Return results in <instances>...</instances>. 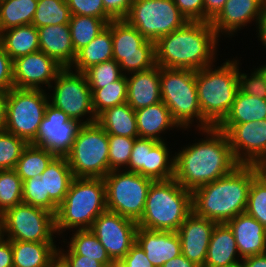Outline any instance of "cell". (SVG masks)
<instances>
[{
    "label": "cell",
    "instance_id": "cell-9",
    "mask_svg": "<svg viewBox=\"0 0 266 267\" xmlns=\"http://www.w3.org/2000/svg\"><path fill=\"white\" fill-rule=\"evenodd\" d=\"M45 91L13 87L6 92V132L24 139L28 144L36 139L49 104V95Z\"/></svg>",
    "mask_w": 266,
    "mask_h": 267
},
{
    "label": "cell",
    "instance_id": "cell-21",
    "mask_svg": "<svg viewBox=\"0 0 266 267\" xmlns=\"http://www.w3.org/2000/svg\"><path fill=\"white\" fill-rule=\"evenodd\" d=\"M216 224L192 212L177 231L182 254L200 267H203L206 261L208 245Z\"/></svg>",
    "mask_w": 266,
    "mask_h": 267
},
{
    "label": "cell",
    "instance_id": "cell-18",
    "mask_svg": "<svg viewBox=\"0 0 266 267\" xmlns=\"http://www.w3.org/2000/svg\"><path fill=\"white\" fill-rule=\"evenodd\" d=\"M227 134L235 160L252 165L266 160V119L242 124H218Z\"/></svg>",
    "mask_w": 266,
    "mask_h": 267
},
{
    "label": "cell",
    "instance_id": "cell-33",
    "mask_svg": "<svg viewBox=\"0 0 266 267\" xmlns=\"http://www.w3.org/2000/svg\"><path fill=\"white\" fill-rule=\"evenodd\" d=\"M266 119V99L239 90L228 114L219 124H242Z\"/></svg>",
    "mask_w": 266,
    "mask_h": 267
},
{
    "label": "cell",
    "instance_id": "cell-20",
    "mask_svg": "<svg viewBox=\"0 0 266 267\" xmlns=\"http://www.w3.org/2000/svg\"><path fill=\"white\" fill-rule=\"evenodd\" d=\"M265 8L266 0H227L210 23L218 37L224 34L234 36L253 20L258 24Z\"/></svg>",
    "mask_w": 266,
    "mask_h": 267
},
{
    "label": "cell",
    "instance_id": "cell-22",
    "mask_svg": "<svg viewBox=\"0 0 266 267\" xmlns=\"http://www.w3.org/2000/svg\"><path fill=\"white\" fill-rule=\"evenodd\" d=\"M136 242L154 267H162L165 262L182 254L177 232L152 231L138 227Z\"/></svg>",
    "mask_w": 266,
    "mask_h": 267
},
{
    "label": "cell",
    "instance_id": "cell-50",
    "mask_svg": "<svg viewBox=\"0 0 266 267\" xmlns=\"http://www.w3.org/2000/svg\"><path fill=\"white\" fill-rule=\"evenodd\" d=\"M115 264L118 267H154L137 242H135L128 253Z\"/></svg>",
    "mask_w": 266,
    "mask_h": 267
},
{
    "label": "cell",
    "instance_id": "cell-19",
    "mask_svg": "<svg viewBox=\"0 0 266 267\" xmlns=\"http://www.w3.org/2000/svg\"><path fill=\"white\" fill-rule=\"evenodd\" d=\"M13 66L14 87L21 89L43 90V85L49 89L63 69L53 58L40 50L15 59Z\"/></svg>",
    "mask_w": 266,
    "mask_h": 267
},
{
    "label": "cell",
    "instance_id": "cell-8",
    "mask_svg": "<svg viewBox=\"0 0 266 267\" xmlns=\"http://www.w3.org/2000/svg\"><path fill=\"white\" fill-rule=\"evenodd\" d=\"M109 140L97 123L83 124L66 156L74 177L104 178L109 173Z\"/></svg>",
    "mask_w": 266,
    "mask_h": 267
},
{
    "label": "cell",
    "instance_id": "cell-38",
    "mask_svg": "<svg viewBox=\"0 0 266 267\" xmlns=\"http://www.w3.org/2000/svg\"><path fill=\"white\" fill-rule=\"evenodd\" d=\"M92 105L96 117L104 110L127 102V76L100 89H91Z\"/></svg>",
    "mask_w": 266,
    "mask_h": 267
},
{
    "label": "cell",
    "instance_id": "cell-14",
    "mask_svg": "<svg viewBox=\"0 0 266 267\" xmlns=\"http://www.w3.org/2000/svg\"><path fill=\"white\" fill-rule=\"evenodd\" d=\"M53 83L55 86L49 87V89L53 88V93L48 96L51 105L63 111L70 119L78 120L81 124L96 122L97 117L92 105V92L83 72L63 68ZM87 114L88 118L83 121Z\"/></svg>",
    "mask_w": 266,
    "mask_h": 267
},
{
    "label": "cell",
    "instance_id": "cell-44",
    "mask_svg": "<svg viewBox=\"0 0 266 267\" xmlns=\"http://www.w3.org/2000/svg\"><path fill=\"white\" fill-rule=\"evenodd\" d=\"M136 138L108 135L109 172L127 168ZM126 166V167H125Z\"/></svg>",
    "mask_w": 266,
    "mask_h": 267
},
{
    "label": "cell",
    "instance_id": "cell-48",
    "mask_svg": "<svg viewBox=\"0 0 266 267\" xmlns=\"http://www.w3.org/2000/svg\"><path fill=\"white\" fill-rule=\"evenodd\" d=\"M57 249V265L59 267H105L101 262L87 256L76 255L69 248L67 251Z\"/></svg>",
    "mask_w": 266,
    "mask_h": 267
},
{
    "label": "cell",
    "instance_id": "cell-47",
    "mask_svg": "<svg viewBox=\"0 0 266 267\" xmlns=\"http://www.w3.org/2000/svg\"><path fill=\"white\" fill-rule=\"evenodd\" d=\"M71 15H86L104 19L107 23L113 18L105 11L102 0H66Z\"/></svg>",
    "mask_w": 266,
    "mask_h": 267
},
{
    "label": "cell",
    "instance_id": "cell-60",
    "mask_svg": "<svg viewBox=\"0 0 266 267\" xmlns=\"http://www.w3.org/2000/svg\"><path fill=\"white\" fill-rule=\"evenodd\" d=\"M228 267H243V266H242V262H239V263H237L235 265L228 266Z\"/></svg>",
    "mask_w": 266,
    "mask_h": 267
},
{
    "label": "cell",
    "instance_id": "cell-54",
    "mask_svg": "<svg viewBox=\"0 0 266 267\" xmlns=\"http://www.w3.org/2000/svg\"><path fill=\"white\" fill-rule=\"evenodd\" d=\"M227 0H204V22H211Z\"/></svg>",
    "mask_w": 266,
    "mask_h": 267
},
{
    "label": "cell",
    "instance_id": "cell-49",
    "mask_svg": "<svg viewBox=\"0 0 266 267\" xmlns=\"http://www.w3.org/2000/svg\"><path fill=\"white\" fill-rule=\"evenodd\" d=\"M189 22H204V0H173Z\"/></svg>",
    "mask_w": 266,
    "mask_h": 267
},
{
    "label": "cell",
    "instance_id": "cell-31",
    "mask_svg": "<svg viewBox=\"0 0 266 267\" xmlns=\"http://www.w3.org/2000/svg\"><path fill=\"white\" fill-rule=\"evenodd\" d=\"M96 122L108 135L139 137L135 111L127 103L104 110Z\"/></svg>",
    "mask_w": 266,
    "mask_h": 267
},
{
    "label": "cell",
    "instance_id": "cell-29",
    "mask_svg": "<svg viewBox=\"0 0 266 267\" xmlns=\"http://www.w3.org/2000/svg\"><path fill=\"white\" fill-rule=\"evenodd\" d=\"M113 59L112 21L89 44L76 52L70 69L84 72L92 65Z\"/></svg>",
    "mask_w": 266,
    "mask_h": 267
},
{
    "label": "cell",
    "instance_id": "cell-59",
    "mask_svg": "<svg viewBox=\"0 0 266 267\" xmlns=\"http://www.w3.org/2000/svg\"><path fill=\"white\" fill-rule=\"evenodd\" d=\"M252 165L255 169L256 176L266 185V160L258 161Z\"/></svg>",
    "mask_w": 266,
    "mask_h": 267
},
{
    "label": "cell",
    "instance_id": "cell-6",
    "mask_svg": "<svg viewBox=\"0 0 266 267\" xmlns=\"http://www.w3.org/2000/svg\"><path fill=\"white\" fill-rule=\"evenodd\" d=\"M239 60L206 66L196 71V87L203 117L216 127L228 114L238 88Z\"/></svg>",
    "mask_w": 266,
    "mask_h": 267
},
{
    "label": "cell",
    "instance_id": "cell-43",
    "mask_svg": "<svg viewBox=\"0 0 266 267\" xmlns=\"http://www.w3.org/2000/svg\"><path fill=\"white\" fill-rule=\"evenodd\" d=\"M28 143L9 132H0V170L15 169Z\"/></svg>",
    "mask_w": 266,
    "mask_h": 267
},
{
    "label": "cell",
    "instance_id": "cell-30",
    "mask_svg": "<svg viewBox=\"0 0 266 267\" xmlns=\"http://www.w3.org/2000/svg\"><path fill=\"white\" fill-rule=\"evenodd\" d=\"M44 197H50L58 206L63 202L74 179L65 156H55L42 172Z\"/></svg>",
    "mask_w": 266,
    "mask_h": 267
},
{
    "label": "cell",
    "instance_id": "cell-40",
    "mask_svg": "<svg viewBox=\"0 0 266 267\" xmlns=\"http://www.w3.org/2000/svg\"><path fill=\"white\" fill-rule=\"evenodd\" d=\"M22 186L15 169L0 170V215L23 202Z\"/></svg>",
    "mask_w": 266,
    "mask_h": 267
},
{
    "label": "cell",
    "instance_id": "cell-34",
    "mask_svg": "<svg viewBox=\"0 0 266 267\" xmlns=\"http://www.w3.org/2000/svg\"><path fill=\"white\" fill-rule=\"evenodd\" d=\"M38 0H0V32L32 24Z\"/></svg>",
    "mask_w": 266,
    "mask_h": 267
},
{
    "label": "cell",
    "instance_id": "cell-32",
    "mask_svg": "<svg viewBox=\"0 0 266 267\" xmlns=\"http://www.w3.org/2000/svg\"><path fill=\"white\" fill-rule=\"evenodd\" d=\"M0 43L13 61L40 50L38 30L33 24L1 31Z\"/></svg>",
    "mask_w": 266,
    "mask_h": 267
},
{
    "label": "cell",
    "instance_id": "cell-45",
    "mask_svg": "<svg viewBox=\"0 0 266 267\" xmlns=\"http://www.w3.org/2000/svg\"><path fill=\"white\" fill-rule=\"evenodd\" d=\"M245 212L266 228V185L257 176L252 180Z\"/></svg>",
    "mask_w": 266,
    "mask_h": 267
},
{
    "label": "cell",
    "instance_id": "cell-46",
    "mask_svg": "<svg viewBox=\"0 0 266 267\" xmlns=\"http://www.w3.org/2000/svg\"><path fill=\"white\" fill-rule=\"evenodd\" d=\"M250 76L246 73L239 71L238 66V88L239 91L247 94L254 95L260 99H266V73L265 64L254 69ZM248 75V76H247Z\"/></svg>",
    "mask_w": 266,
    "mask_h": 267
},
{
    "label": "cell",
    "instance_id": "cell-28",
    "mask_svg": "<svg viewBox=\"0 0 266 267\" xmlns=\"http://www.w3.org/2000/svg\"><path fill=\"white\" fill-rule=\"evenodd\" d=\"M138 134L141 138H151L164 141L160 133L172 128H178V124L172 119L170 110L161 101L148 107L135 110ZM171 128V129H170Z\"/></svg>",
    "mask_w": 266,
    "mask_h": 267
},
{
    "label": "cell",
    "instance_id": "cell-41",
    "mask_svg": "<svg viewBox=\"0 0 266 267\" xmlns=\"http://www.w3.org/2000/svg\"><path fill=\"white\" fill-rule=\"evenodd\" d=\"M83 73L86 76L90 89H100L119 80L123 76L119 64L114 59L92 65Z\"/></svg>",
    "mask_w": 266,
    "mask_h": 267
},
{
    "label": "cell",
    "instance_id": "cell-39",
    "mask_svg": "<svg viewBox=\"0 0 266 267\" xmlns=\"http://www.w3.org/2000/svg\"><path fill=\"white\" fill-rule=\"evenodd\" d=\"M70 18L71 12L66 0H38L32 24L36 28L69 24Z\"/></svg>",
    "mask_w": 266,
    "mask_h": 267
},
{
    "label": "cell",
    "instance_id": "cell-2",
    "mask_svg": "<svg viewBox=\"0 0 266 267\" xmlns=\"http://www.w3.org/2000/svg\"><path fill=\"white\" fill-rule=\"evenodd\" d=\"M219 37L210 22H187L155 42L156 65L200 70L214 64Z\"/></svg>",
    "mask_w": 266,
    "mask_h": 267
},
{
    "label": "cell",
    "instance_id": "cell-37",
    "mask_svg": "<svg viewBox=\"0 0 266 267\" xmlns=\"http://www.w3.org/2000/svg\"><path fill=\"white\" fill-rule=\"evenodd\" d=\"M107 25L101 18L71 15L69 29L75 52L89 44Z\"/></svg>",
    "mask_w": 266,
    "mask_h": 267
},
{
    "label": "cell",
    "instance_id": "cell-35",
    "mask_svg": "<svg viewBox=\"0 0 266 267\" xmlns=\"http://www.w3.org/2000/svg\"><path fill=\"white\" fill-rule=\"evenodd\" d=\"M73 234L66 246L73 253L94 258L105 267H110L115 264L91 229L75 230Z\"/></svg>",
    "mask_w": 266,
    "mask_h": 267
},
{
    "label": "cell",
    "instance_id": "cell-15",
    "mask_svg": "<svg viewBox=\"0 0 266 267\" xmlns=\"http://www.w3.org/2000/svg\"><path fill=\"white\" fill-rule=\"evenodd\" d=\"M165 141L151 138L135 139L128 167L124 170L138 173L154 181L174 178V155ZM171 157V158H170Z\"/></svg>",
    "mask_w": 266,
    "mask_h": 267
},
{
    "label": "cell",
    "instance_id": "cell-10",
    "mask_svg": "<svg viewBox=\"0 0 266 267\" xmlns=\"http://www.w3.org/2000/svg\"><path fill=\"white\" fill-rule=\"evenodd\" d=\"M103 180L107 210L137 222L143 215L154 180L123 169L110 171Z\"/></svg>",
    "mask_w": 266,
    "mask_h": 267
},
{
    "label": "cell",
    "instance_id": "cell-17",
    "mask_svg": "<svg viewBox=\"0 0 266 267\" xmlns=\"http://www.w3.org/2000/svg\"><path fill=\"white\" fill-rule=\"evenodd\" d=\"M82 125L78 120L70 119L67 114L49 103L37 137L31 144L45 148L55 156L66 157Z\"/></svg>",
    "mask_w": 266,
    "mask_h": 267
},
{
    "label": "cell",
    "instance_id": "cell-13",
    "mask_svg": "<svg viewBox=\"0 0 266 267\" xmlns=\"http://www.w3.org/2000/svg\"><path fill=\"white\" fill-rule=\"evenodd\" d=\"M124 19L154 42L188 22L173 0H133Z\"/></svg>",
    "mask_w": 266,
    "mask_h": 267
},
{
    "label": "cell",
    "instance_id": "cell-7",
    "mask_svg": "<svg viewBox=\"0 0 266 267\" xmlns=\"http://www.w3.org/2000/svg\"><path fill=\"white\" fill-rule=\"evenodd\" d=\"M160 89L162 102L180 129H188L195 123L194 119L198 122L196 129L213 127L203 117L199 106L196 71L160 67Z\"/></svg>",
    "mask_w": 266,
    "mask_h": 267
},
{
    "label": "cell",
    "instance_id": "cell-3",
    "mask_svg": "<svg viewBox=\"0 0 266 267\" xmlns=\"http://www.w3.org/2000/svg\"><path fill=\"white\" fill-rule=\"evenodd\" d=\"M253 165L237 166L230 174L192 191V212L217 224L244 213L252 180Z\"/></svg>",
    "mask_w": 266,
    "mask_h": 267
},
{
    "label": "cell",
    "instance_id": "cell-25",
    "mask_svg": "<svg viewBox=\"0 0 266 267\" xmlns=\"http://www.w3.org/2000/svg\"><path fill=\"white\" fill-rule=\"evenodd\" d=\"M126 76L128 87L126 103L134 111L162 101L158 65Z\"/></svg>",
    "mask_w": 266,
    "mask_h": 267
},
{
    "label": "cell",
    "instance_id": "cell-36",
    "mask_svg": "<svg viewBox=\"0 0 266 267\" xmlns=\"http://www.w3.org/2000/svg\"><path fill=\"white\" fill-rule=\"evenodd\" d=\"M54 157L55 155L47 149L28 144L22 151L15 170L23 182L36 175H41Z\"/></svg>",
    "mask_w": 266,
    "mask_h": 267
},
{
    "label": "cell",
    "instance_id": "cell-58",
    "mask_svg": "<svg viewBox=\"0 0 266 267\" xmlns=\"http://www.w3.org/2000/svg\"><path fill=\"white\" fill-rule=\"evenodd\" d=\"M6 122V92L0 91V132L5 130Z\"/></svg>",
    "mask_w": 266,
    "mask_h": 267
},
{
    "label": "cell",
    "instance_id": "cell-57",
    "mask_svg": "<svg viewBox=\"0 0 266 267\" xmlns=\"http://www.w3.org/2000/svg\"><path fill=\"white\" fill-rule=\"evenodd\" d=\"M258 27V31L257 34L258 36V40H260L263 44V46H265L266 48V8L263 11V14L261 15L260 19L258 20V24L256 25V28Z\"/></svg>",
    "mask_w": 266,
    "mask_h": 267
},
{
    "label": "cell",
    "instance_id": "cell-12",
    "mask_svg": "<svg viewBox=\"0 0 266 267\" xmlns=\"http://www.w3.org/2000/svg\"><path fill=\"white\" fill-rule=\"evenodd\" d=\"M112 42L113 59L119 64L123 75L156 66L155 42L146 39L125 19L112 20Z\"/></svg>",
    "mask_w": 266,
    "mask_h": 267
},
{
    "label": "cell",
    "instance_id": "cell-52",
    "mask_svg": "<svg viewBox=\"0 0 266 267\" xmlns=\"http://www.w3.org/2000/svg\"><path fill=\"white\" fill-rule=\"evenodd\" d=\"M105 11L113 19H124L130 11L133 0H102Z\"/></svg>",
    "mask_w": 266,
    "mask_h": 267
},
{
    "label": "cell",
    "instance_id": "cell-4",
    "mask_svg": "<svg viewBox=\"0 0 266 267\" xmlns=\"http://www.w3.org/2000/svg\"><path fill=\"white\" fill-rule=\"evenodd\" d=\"M192 213V192L174 178L151 184L138 227L152 231L177 232Z\"/></svg>",
    "mask_w": 266,
    "mask_h": 267
},
{
    "label": "cell",
    "instance_id": "cell-51",
    "mask_svg": "<svg viewBox=\"0 0 266 267\" xmlns=\"http://www.w3.org/2000/svg\"><path fill=\"white\" fill-rule=\"evenodd\" d=\"M13 60L5 52L0 43V91L8 92L14 87L13 81Z\"/></svg>",
    "mask_w": 266,
    "mask_h": 267
},
{
    "label": "cell",
    "instance_id": "cell-5",
    "mask_svg": "<svg viewBox=\"0 0 266 267\" xmlns=\"http://www.w3.org/2000/svg\"><path fill=\"white\" fill-rule=\"evenodd\" d=\"M106 208L103 178L74 177L55 214L56 233L90 229Z\"/></svg>",
    "mask_w": 266,
    "mask_h": 267
},
{
    "label": "cell",
    "instance_id": "cell-26",
    "mask_svg": "<svg viewBox=\"0 0 266 267\" xmlns=\"http://www.w3.org/2000/svg\"><path fill=\"white\" fill-rule=\"evenodd\" d=\"M232 230L226 223L216 224L203 267H228L242 261Z\"/></svg>",
    "mask_w": 266,
    "mask_h": 267
},
{
    "label": "cell",
    "instance_id": "cell-16",
    "mask_svg": "<svg viewBox=\"0 0 266 267\" xmlns=\"http://www.w3.org/2000/svg\"><path fill=\"white\" fill-rule=\"evenodd\" d=\"M137 222L106 210L93 222L91 231L104 246L110 259L117 263L136 242Z\"/></svg>",
    "mask_w": 266,
    "mask_h": 267
},
{
    "label": "cell",
    "instance_id": "cell-61",
    "mask_svg": "<svg viewBox=\"0 0 266 267\" xmlns=\"http://www.w3.org/2000/svg\"><path fill=\"white\" fill-rule=\"evenodd\" d=\"M0 237H1V219H0Z\"/></svg>",
    "mask_w": 266,
    "mask_h": 267
},
{
    "label": "cell",
    "instance_id": "cell-24",
    "mask_svg": "<svg viewBox=\"0 0 266 267\" xmlns=\"http://www.w3.org/2000/svg\"><path fill=\"white\" fill-rule=\"evenodd\" d=\"M37 30L40 51L53 58L63 68H70L75 60L76 52L69 24L47 25Z\"/></svg>",
    "mask_w": 266,
    "mask_h": 267
},
{
    "label": "cell",
    "instance_id": "cell-56",
    "mask_svg": "<svg viewBox=\"0 0 266 267\" xmlns=\"http://www.w3.org/2000/svg\"><path fill=\"white\" fill-rule=\"evenodd\" d=\"M162 267H200L196 263L188 260L183 254L165 262Z\"/></svg>",
    "mask_w": 266,
    "mask_h": 267
},
{
    "label": "cell",
    "instance_id": "cell-23",
    "mask_svg": "<svg viewBox=\"0 0 266 267\" xmlns=\"http://www.w3.org/2000/svg\"><path fill=\"white\" fill-rule=\"evenodd\" d=\"M232 230L240 259L266 253V228L246 212L226 223Z\"/></svg>",
    "mask_w": 266,
    "mask_h": 267
},
{
    "label": "cell",
    "instance_id": "cell-42",
    "mask_svg": "<svg viewBox=\"0 0 266 267\" xmlns=\"http://www.w3.org/2000/svg\"><path fill=\"white\" fill-rule=\"evenodd\" d=\"M22 199L25 204L43 208L53 214L58 209V205L50 197H44V181L41 175L23 181Z\"/></svg>",
    "mask_w": 266,
    "mask_h": 267
},
{
    "label": "cell",
    "instance_id": "cell-55",
    "mask_svg": "<svg viewBox=\"0 0 266 267\" xmlns=\"http://www.w3.org/2000/svg\"><path fill=\"white\" fill-rule=\"evenodd\" d=\"M241 262L243 267H266V253L243 258Z\"/></svg>",
    "mask_w": 266,
    "mask_h": 267
},
{
    "label": "cell",
    "instance_id": "cell-11",
    "mask_svg": "<svg viewBox=\"0 0 266 267\" xmlns=\"http://www.w3.org/2000/svg\"><path fill=\"white\" fill-rule=\"evenodd\" d=\"M1 236L9 240L30 242H53L55 214L40 207L20 203L2 215Z\"/></svg>",
    "mask_w": 266,
    "mask_h": 267
},
{
    "label": "cell",
    "instance_id": "cell-1",
    "mask_svg": "<svg viewBox=\"0 0 266 267\" xmlns=\"http://www.w3.org/2000/svg\"><path fill=\"white\" fill-rule=\"evenodd\" d=\"M197 130L207 137L181 147L174 156V179L191 192L230 174L240 165L224 131L217 127Z\"/></svg>",
    "mask_w": 266,
    "mask_h": 267
},
{
    "label": "cell",
    "instance_id": "cell-53",
    "mask_svg": "<svg viewBox=\"0 0 266 267\" xmlns=\"http://www.w3.org/2000/svg\"><path fill=\"white\" fill-rule=\"evenodd\" d=\"M11 240L0 237V267H13Z\"/></svg>",
    "mask_w": 266,
    "mask_h": 267
},
{
    "label": "cell",
    "instance_id": "cell-27",
    "mask_svg": "<svg viewBox=\"0 0 266 267\" xmlns=\"http://www.w3.org/2000/svg\"><path fill=\"white\" fill-rule=\"evenodd\" d=\"M55 242L11 240L13 267H54L57 264Z\"/></svg>",
    "mask_w": 266,
    "mask_h": 267
}]
</instances>
